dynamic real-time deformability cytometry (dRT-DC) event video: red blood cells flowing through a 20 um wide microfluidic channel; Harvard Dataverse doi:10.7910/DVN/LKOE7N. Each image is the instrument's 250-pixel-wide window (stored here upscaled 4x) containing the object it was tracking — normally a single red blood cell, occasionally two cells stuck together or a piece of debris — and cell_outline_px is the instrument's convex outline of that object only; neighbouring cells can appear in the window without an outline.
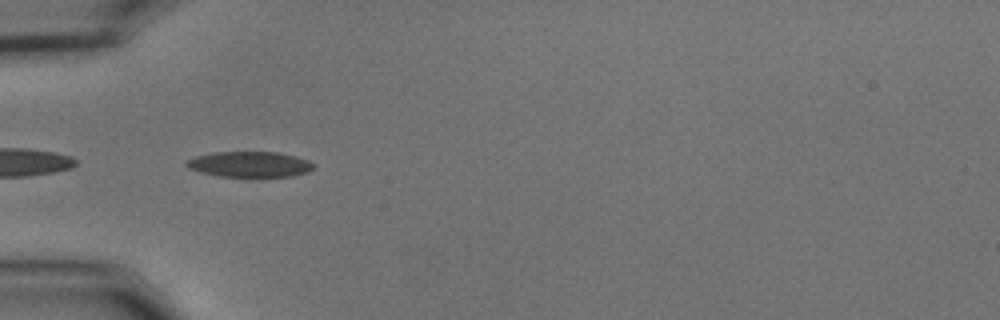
{"species": "common noctule bat (a hibernating species)", "species_latin": "Nyctalus noctula", "temperature_condition": "cold", "stored_images_in_passage": 3, "camera_frame_rate_fps": 3000, "um_per_image_px": 0.085, "animal": {"sex": "male", "body_mass_g": 15.6}, "frame": {"image": 1, "passage_image": 1, "time_ms": 0.0, "image_size_px": [1000, 320], "cell_outline_px": [[312, 168], [308, 172], [292, 176], [220, 176], [200, 172], [188, 168], [184, 164], [184, 160], [196, 156], [212, 152], [276, 152], [296, 156], [308, 160], [312, 164]], "centroid_in_image_um": [21.16, 13.95], "position_along_channel_um": 63.8, "area_um2": 18.84}}